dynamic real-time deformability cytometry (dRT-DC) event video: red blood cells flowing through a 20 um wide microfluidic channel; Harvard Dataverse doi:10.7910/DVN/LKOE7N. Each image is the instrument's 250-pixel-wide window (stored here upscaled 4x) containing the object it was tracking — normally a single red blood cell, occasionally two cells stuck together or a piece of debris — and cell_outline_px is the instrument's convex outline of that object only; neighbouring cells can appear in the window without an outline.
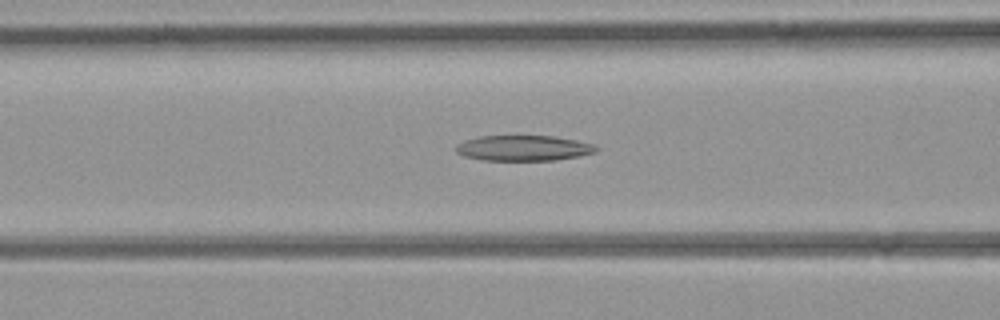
{"species": "common noctule bat (a hibernating species)", "species_latin": "Nyctalus noctula", "temperature_condition": "room temperature", "stored_images_in_passage": 42, "camera_frame_rate_fps": 3000, "um_per_image_px": 0.085, "animal": {"sex": "female", "body_mass_g": 21.9}, "frame": {"image": 1, "passage_image": 15, "time_ms": 4.667, "image_size_px": [1000, 320], "cell_outline_px": [[600, 148], [596, 152], [580, 156], [556, 160], [480, 160], [464, 156], [456, 152], [456, 144], [464, 140], [480, 136], [552, 136], [576, 140], [596, 144]], "centroid_in_image_um": [44.52, 12.59], "position_along_channel_um": 122.1, "area_um2": 20.98}}
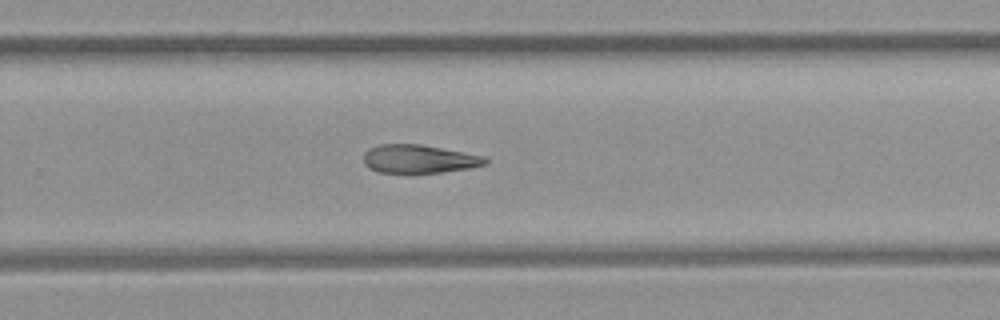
{"frame": {"image": 2, "passage_image": 26, "time_ms": 8.333, "image_size_px": [1000, 320], "cell_outline_px": [[488, 164], [468, 168], [440, 172], [380, 172], [368, 168], [364, 164], [364, 152], [368, 148], [380, 144], [420, 144], [484, 156], [488, 160]], "centroid_in_image_um": [35.59, 13.5], "position_along_channel_um": 294.2, "area_um2": 19.94}}
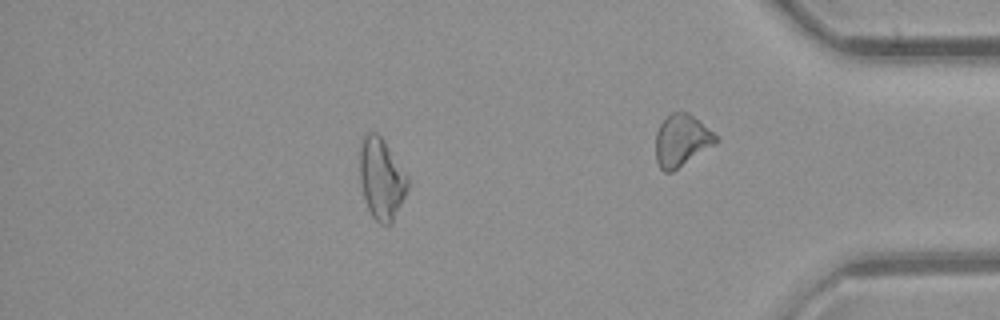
{"frame": {"image": 3, "passage_image": 36, "time_ms": 11.667, "image_size_px": [1000, 320], "cell_outline_px": [[408, 188], [392, 224], [380, 224], [372, 216], [368, 208], [360, 184], [360, 144], [364, 132], [376, 132], [384, 140], [408, 176]], "centroid_in_image_um": [32.41, 15.17], "position_along_channel_um": 402.8, "area_um2": 22.72}}